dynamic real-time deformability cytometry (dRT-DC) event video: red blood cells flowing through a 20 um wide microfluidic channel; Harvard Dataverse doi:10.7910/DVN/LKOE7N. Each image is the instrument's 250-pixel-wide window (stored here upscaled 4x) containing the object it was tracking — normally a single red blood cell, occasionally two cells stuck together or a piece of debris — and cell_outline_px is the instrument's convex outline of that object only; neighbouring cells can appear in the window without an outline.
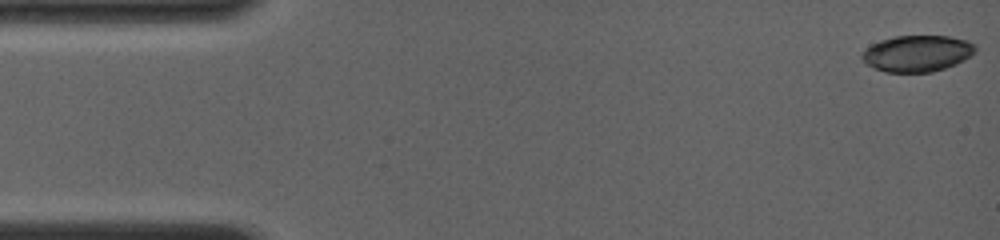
{"species": "common noctule bat (a hibernating species)", "species_latin": "Nyctalus noctula", "temperature_condition": "room temperature", "stored_images_in_passage": 26, "camera_frame_rate_fps": 4000, "um_per_image_px": 0.085, "animal": {"sex": "female", "body_mass_g": 19.0, "forearm_length_mm": 56.7}, "frame": {"image": 1, "passage_image": 1, "time_ms": 0.0, "image_size_px": [1000, 240], "cell_outline_px": [[976, 48], [968, 56], [956, 64], [932, 72], [888, 72], [876, 68], [868, 64], [860, 56], [872, 44], [880, 40], [896, 36], [948, 36], [968, 40], [976, 44]], "centroid_in_image_um": [77.98, 4.53], "position_along_channel_um": 7.0, "area_um2": 23.64}}
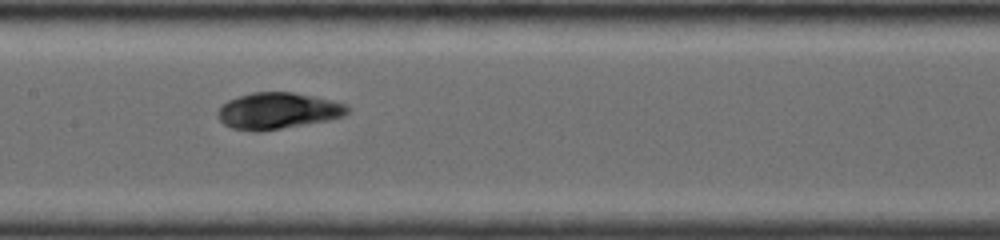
{"frame": {"image": 2, "passage_image": 14, "time_ms": 7.5, "image_size_px": [1000, 240], "cell_outline_px": [[348, 112], [344, 116], [328, 120], [256, 132], [232, 128], [224, 124], [220, 120], [216, 112], [228, 100], [252, 92], [292, 92], [332, 100], [344, 104], [348, 108]], "centroid_in_image_um": [23.59, 9.42], "position_along_channel_um": 183.8, "area_um2": 27.11}}
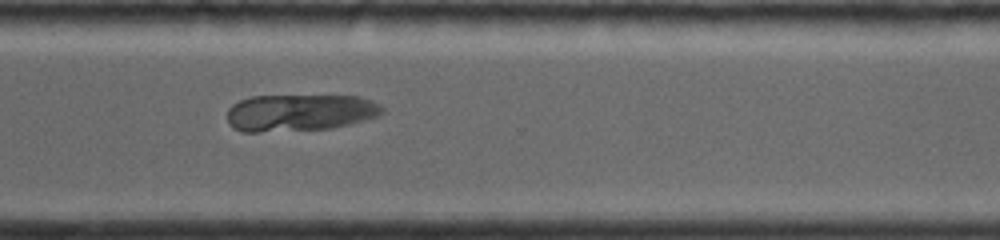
{"frame": {"image": 3, "passage_image": 22, "time_ms": 11.5, "image_size_px": [1000, 240], "cell_outline_px": [[384, 112], [380, 116], [332, 128], [256, 132], [244, 132], [232, 128], [228, 124], [228, 108], [232, 104], [240, 100], [252, 96], [360, 96], [380, 104], [384, 108]], "centroid_in_image_um": [25.48, 9.57], "position_along_channel_um": 345.1, "area_um2": 33.47}}